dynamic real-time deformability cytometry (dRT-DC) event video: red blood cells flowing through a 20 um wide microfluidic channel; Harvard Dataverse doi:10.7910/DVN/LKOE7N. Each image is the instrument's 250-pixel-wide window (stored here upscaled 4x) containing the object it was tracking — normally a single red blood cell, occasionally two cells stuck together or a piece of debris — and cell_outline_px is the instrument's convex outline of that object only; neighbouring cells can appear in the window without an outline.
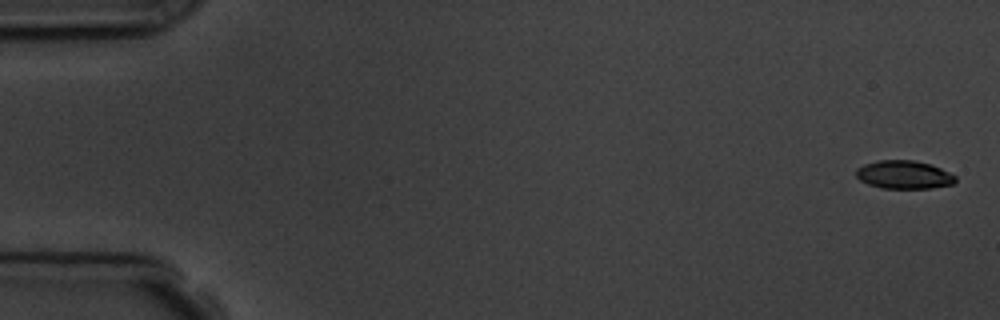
{"species": "common noctule bat (a hibernating species)", "species_latin": "Nyctalus noctula", "temperature_condition": "room temperature", "stored_images_in_passage": 5, "camera_frame_rate_fps": 3000, "um_per_image_px": 0.085, "animal": {"sex": "male", "body_mass_g": 19.5, "forearm_length_mm": 54.6}, "frame": {"image": 1, "passage_image": 1, "time_ms": 0.0, "image_size_px": [1000, 320], "cell_outline_px": [[956, 180], [952, 184], [932, 188], [880, 188], [868, 184], [860, 180], [856, 176], [856, 168], [864, 164], [880, 160], [916, 160], [940, 168], [956, 176]], "centroid_in_image_um": [76.81, 14.85], "position_along_channel_um": 8.2, "area_um2": 16.3}}
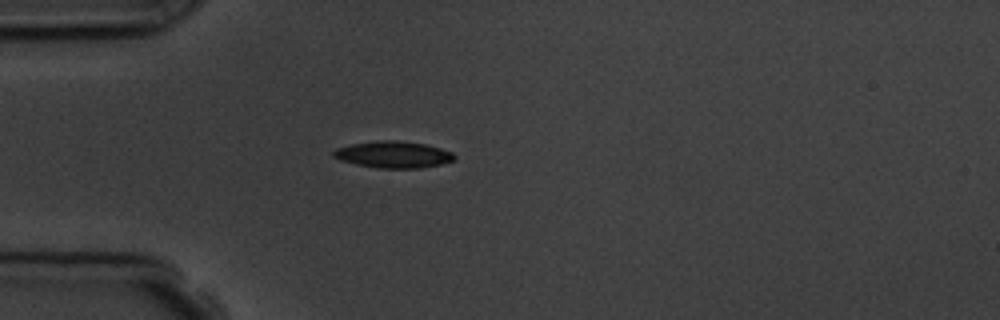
{"frame": {"image": 2, "passage_image": 5, "time_ms": 4.667, "image_size_px": [1000, 320], "cell_outline_px": [[456, 160], [440, 164], [420, 168], [376, 168], [356, 164], [340, 160], [332, 156], [332, 152], [336, 148], [352, 144], [376, 140], [396, 140], [424, 144], [440, 148], [452, 152], [456, 156]], "centroid_in_image_um": [33.42, 13.14], "position_along_channel_um": 51.6, "area_um2": 18.84}}